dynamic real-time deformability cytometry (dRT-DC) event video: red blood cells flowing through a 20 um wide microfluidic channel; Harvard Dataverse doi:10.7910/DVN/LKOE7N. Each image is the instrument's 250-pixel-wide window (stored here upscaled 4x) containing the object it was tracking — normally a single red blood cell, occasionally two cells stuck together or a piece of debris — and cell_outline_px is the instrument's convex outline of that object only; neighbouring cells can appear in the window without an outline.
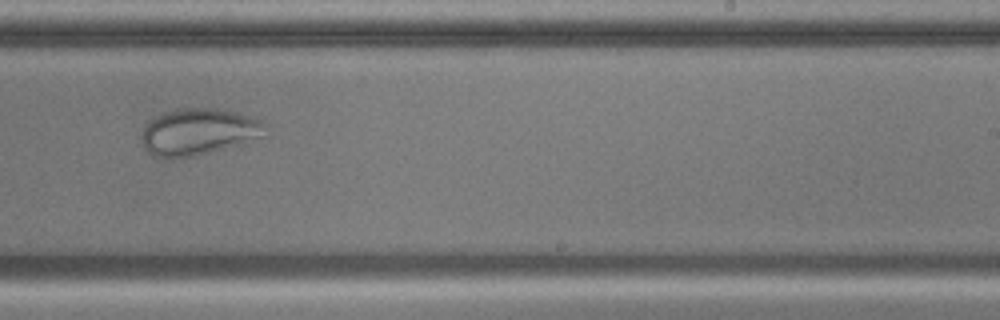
{"species": "common noctule bat (a hibernating species)", "species_latin": "Nyctalus noctula", "temperature_condition": "cold", "stored_images_in_passage": 49, "camera_frame_rate_fps": 3000, "um_per_image_px": 0.085, "animal": {"sex": "male", "body_mass_g": 17.9, "forearm_length_mm": 54.2}, "frame": {"image": 1, "passage_image": 28, "time_ms": 9.0, "image_size_px": [1000, 320], "cell_outline_px": [[268, 128], [264, 136], [196, 156], [152, 156], [144, 148], [140, 136], [144, 124], [148, 120], [164, 112], [176, 108], [216, 108], [236, 112], [260, 120]], "centroid_in_image_um": [16.83, 11.17], "position_along_channel_um": 272.2, "area_um2": 33.41}}